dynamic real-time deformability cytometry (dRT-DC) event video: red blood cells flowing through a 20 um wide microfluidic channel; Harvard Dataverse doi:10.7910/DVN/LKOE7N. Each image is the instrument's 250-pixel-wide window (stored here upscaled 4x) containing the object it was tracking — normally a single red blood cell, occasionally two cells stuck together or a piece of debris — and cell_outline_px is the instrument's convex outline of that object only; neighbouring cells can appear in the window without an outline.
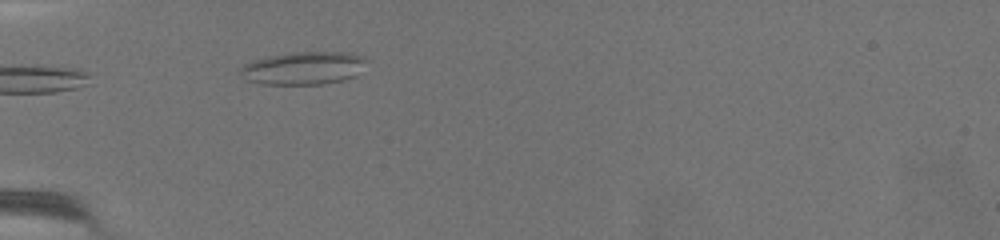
{"species": "common noctule bat (a hibernating species)", "species_latin": "Nyctalus noctula", "temperature_condition": "warm", "stored_images_in_passage": 6, "camera_frame_rate_fps": 3000, "um_per_image_px": 0.085, "animal": {"sex": "female", "body_mass_g": 19.5, "forearm_length_mm": 54.1}, "frame": {"image": 1, "passage_image": 1, "time_ms": 0.0, "image_size_px": [1000, 240], "cell_outline_px": [[368, 60], [356, 76], [344, 80], [324, 84], [264, 84], [248, 80], [240, 72], [240, 68], [244, 64], [268, 56], [292, 52], [344, 52], [364, 56]], "centroid_in_image_um": [25.85, 5.79], "position_along_channel_um": 59.2, "area_um2": 24.1}}